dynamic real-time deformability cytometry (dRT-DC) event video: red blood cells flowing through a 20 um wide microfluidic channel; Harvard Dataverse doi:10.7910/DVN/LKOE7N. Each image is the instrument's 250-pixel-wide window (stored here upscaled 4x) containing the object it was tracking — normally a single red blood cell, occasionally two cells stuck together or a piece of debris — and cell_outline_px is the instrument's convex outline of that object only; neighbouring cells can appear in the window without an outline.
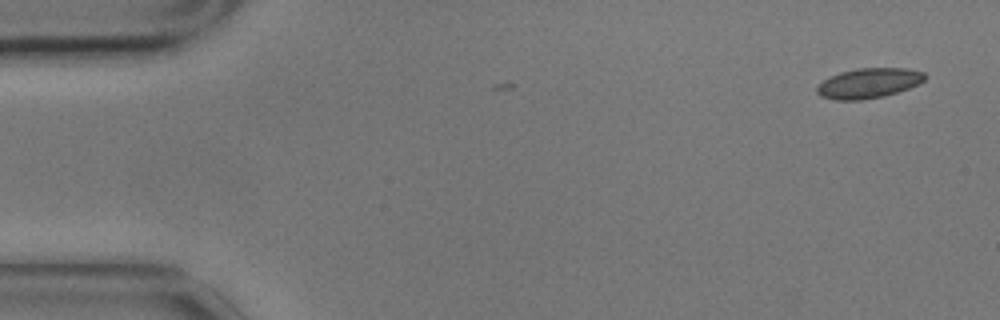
{"species": "common noctule bat (a hibernating species)", "species_latin": "Nyctalus noctula", "temperature_condition": "cold", "stored_images_in_passage": 2, "camera_frame_rate_fps": 3000, "um_per_image_px": 0.085, "animal": {"sex": "male", "body_mass_g": 17.9}, "frame": {"image": 1, "passage_image": 2, "time_ms": 0.333, "image_size_px": [1000, 320], "cell_outline_px": [[928, 76], [924, 80], [908, 88], [884, 96], [860, 100], [836, 100], [820, 96], [816, 92], [816, 88], [824, 80], [840, 72], [856, 68], [908, 68], [924, 72]], "centroid_in_image_um": [73.84, 7.06], "position_along_channel_um": 11.2, "area_um2": 18.79}}